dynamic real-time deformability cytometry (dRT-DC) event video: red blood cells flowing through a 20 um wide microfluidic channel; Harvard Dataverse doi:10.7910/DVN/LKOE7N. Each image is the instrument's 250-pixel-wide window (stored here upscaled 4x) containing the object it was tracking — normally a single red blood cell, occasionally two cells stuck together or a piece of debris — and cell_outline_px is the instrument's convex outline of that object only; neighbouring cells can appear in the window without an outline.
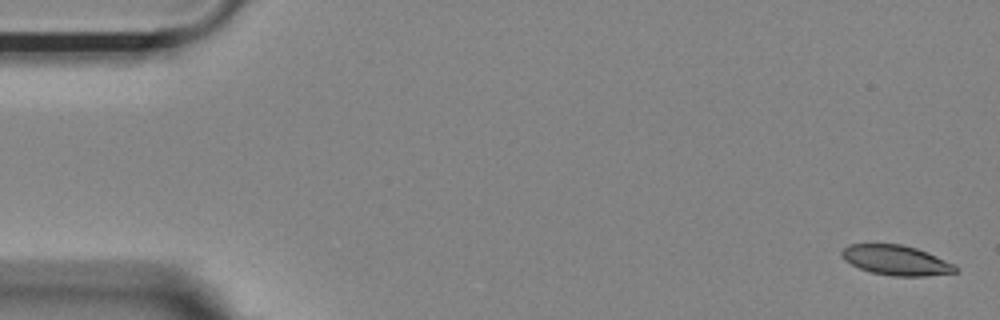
{"species": "Egyptian fruit bat (a non-hibernating species)", "species_latin": "Rousettus aegyptiacus", "temperature_condition": "room temperature", "stored_images_in_passage": 15, "camera_frame_rate_fps": 3000, "um_per_image_px": 0.085, "animal": {"sex": "female"}, "frame": {"image": 1, "passage_image": 1, "time_ms": 0.0, "image_size_px": [1000, 320], "cell_outline_px": [[960, 268], [956, 272], [924, 276], [892, 276], [872, 272], [860, 268], [844, 260], [840, 256], [840, 252], [848, 244], [900, 244], [916, 248], [956, 264]], "centroid_in_image_um": [76.18, 22.12], "position_along_channel_um": 8.8, "area_um2": 19.83}}
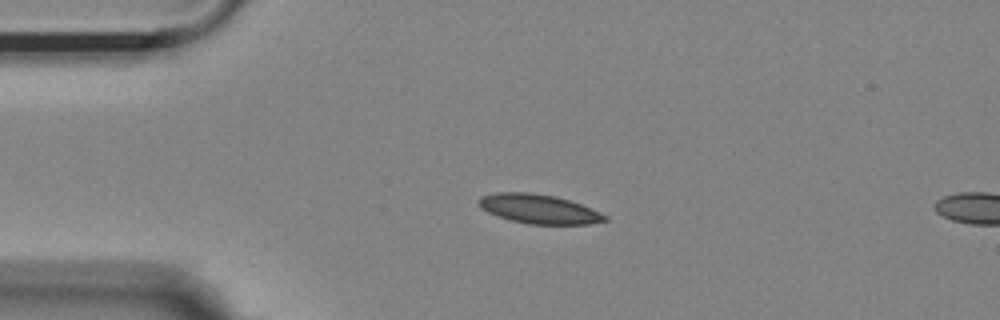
{"frame": {"image": 2, "passage_image": 12, "time_ms": 3.667, "image_size_px": [1000, 320], "cell_outline_px": [[608, 220], [588, 224], [528, 224], [496, 216], [480, 208], [476, 200], [480, 196], [496, 192], [528, 192], [556, 196], [580, 204], [608, 216]], "centroid_in_image_um": [45.74, 17.75], "position_along_channel_um": 39.3, "area_um2": 21.5}}